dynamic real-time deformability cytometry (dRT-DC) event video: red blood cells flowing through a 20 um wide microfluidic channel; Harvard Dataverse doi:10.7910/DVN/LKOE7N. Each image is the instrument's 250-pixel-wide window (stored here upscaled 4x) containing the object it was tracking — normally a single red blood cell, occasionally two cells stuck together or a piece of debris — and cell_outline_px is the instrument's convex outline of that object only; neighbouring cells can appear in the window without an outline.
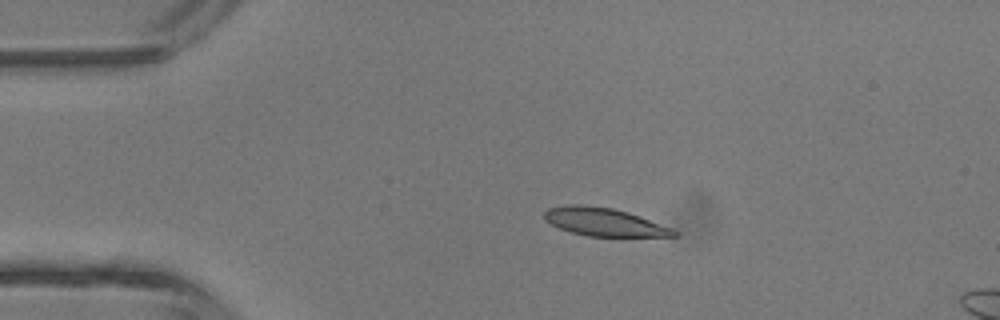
{"species": "common noctule bat (a hibernating species)", "species_latin": "Nyctalus noctula", "temperature_condition": "room temperature", "stored_images_in_passage": 2, "camera_frame_rate_fps": 3000, "um_per_image_px": 0.085, "animal": {"sex": "male", "body_mass_g": 13.3}, "frame": {"image": 1, "passage_image": 2, "time_ms": 1.333, "image_size_px": [1000, 320], "cell_outline_px": [[680, 236], [588, 236], [572, 232], [560, 228], [544, 220], [544, 212], [548, 208], [568, 204], [580, 204], [612, 208], [628, 212], [672, 228]], "centroid_in_image_um": [51.32, 18.86], "position_along_channel_um": 33.7, "area_um2": 20.98}}